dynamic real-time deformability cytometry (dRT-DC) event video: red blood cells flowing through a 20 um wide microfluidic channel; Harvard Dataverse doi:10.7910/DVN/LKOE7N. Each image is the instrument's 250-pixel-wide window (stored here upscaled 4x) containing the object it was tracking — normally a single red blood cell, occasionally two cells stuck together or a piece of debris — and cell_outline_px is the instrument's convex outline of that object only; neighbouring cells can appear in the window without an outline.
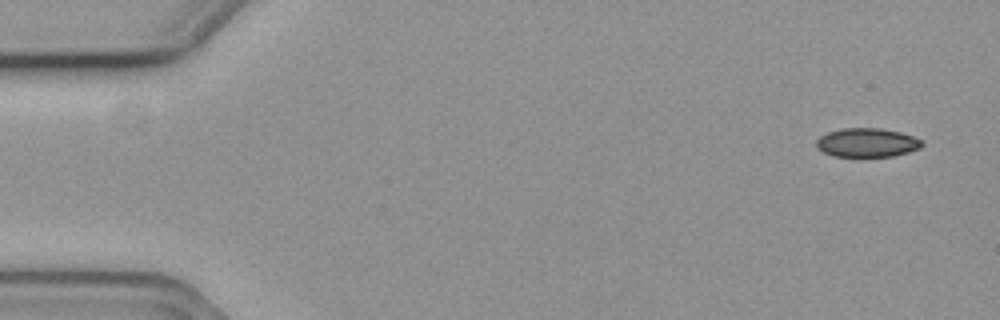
{"species": "common noctule bat (a hibernating species)", "species_latin": "Nyctalus noctula", "temperature_condition": "cold", "stored_images_in_passage": 4, "camera_frame_rate_fps": 3000, "um_per_image_px": 0.085, "animal": {"sex": "female", "body_mass_g": 19.3, "forearm_length_mm": 54.1}, "frame": {"image": 1, "passage_image": 1, "time_ms": 0.0, "image_size_px": [1000, 320], "cell_outline_px": [[924, 144], [920, 148], [908, 152], [892, 156], [832, 156], [816, 148], [816, 140], [820, 136], [828, 132], [844, 128], [880, 128], [900, 132], [912, 136], [920, 140]], "centroid_in_image_um": [73.67, 12.12], "position_along_channel_um": 11.3, "area_um2": 17.69}}
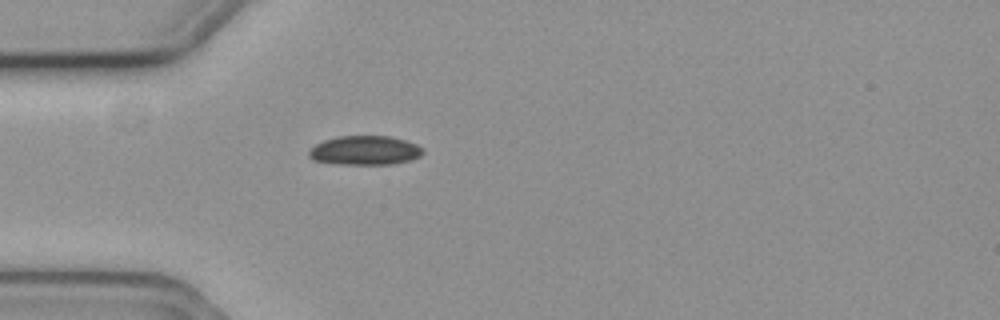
{"frame": {"image": 2, "passage_image": 4, "time_ms": 1.0, "image_size_px": [1000, 320], "cell_outline_px": [[424, 152], [420, 156], [408, 160], [392, 164], [336, 164], [312, 160], [308, 156], [308, 152], [316, 144], [324, 140], [336, 136], [392, 136], [416, 144], [424, 148]], "centroid_in_image_um": [31.0, 12.78], "position_along_channel_um": 54.0, "area_um2": 19.42}}